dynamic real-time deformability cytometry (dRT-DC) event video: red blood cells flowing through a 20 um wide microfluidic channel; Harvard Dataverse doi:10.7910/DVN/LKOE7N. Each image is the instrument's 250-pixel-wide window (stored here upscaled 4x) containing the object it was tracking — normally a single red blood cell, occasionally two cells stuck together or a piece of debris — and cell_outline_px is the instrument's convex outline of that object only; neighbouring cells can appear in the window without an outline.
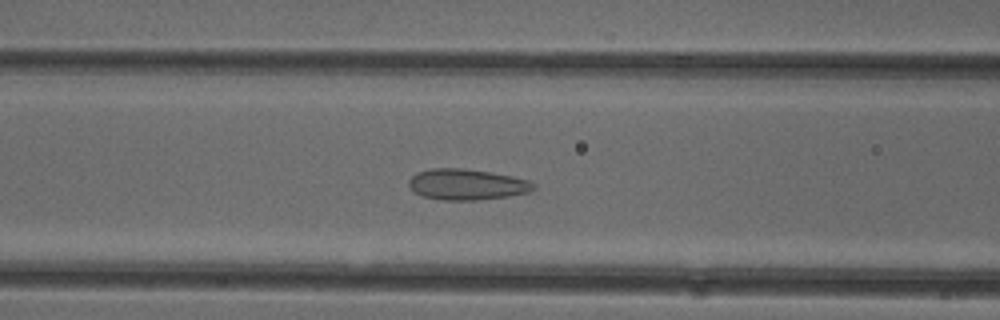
{"species": "common noctule bat (a hibernating species)", "species_latin": "Nyctalus noctula", "temperature_condition": "cold", "stored_images_in_passage": 51, "camera_frame_rate_fps": 3000, "um_per_image_px": 0.085, "animal": {"sex": "female"}, "frame": {"image": 1, "passage_image": 21, "time_ms": 6.667, "image_size_px": [1000, 320], "cell_outline_px": [[536, 188], [528, 192], [508, 196], [476, 200], [444, 200], [424, 196], [416, 192], [408, 184], [408, 180], [416, 172], [432, 168], [464, 168], [492, 172], [512, 176], [528, 180], [536, 184]], "centroid_in_image_um": [39.7, 15.66], "position_along_channel_um": 126.9, "area_um2": 22.43}}
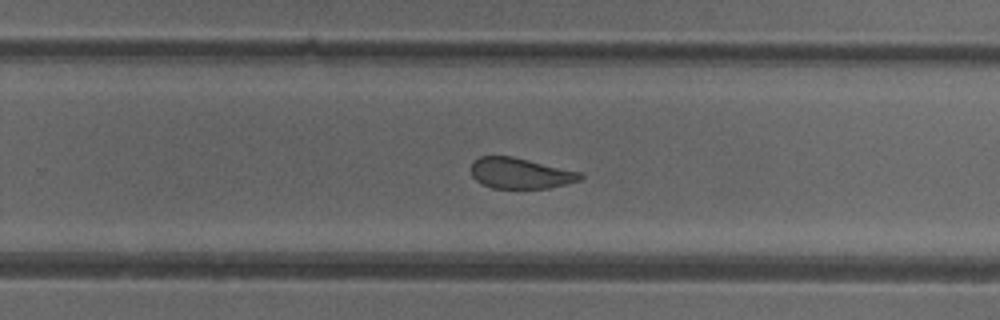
{"frame": {"image": 2, "passage_image": 33, "time_ms": 10.667, "image_size_px": [1000, 320], "cell_outline_px": [[584, 176], [580, 180], [548, 188], [492, 188], [476, 180], [472, 176], [472, 160], [480, 156], [512, 156], [580, 172]], "centroid_in_image_um": [44.2, 14.72], "position_along_channel_um": 285.6, "area_um2": 19.36}}
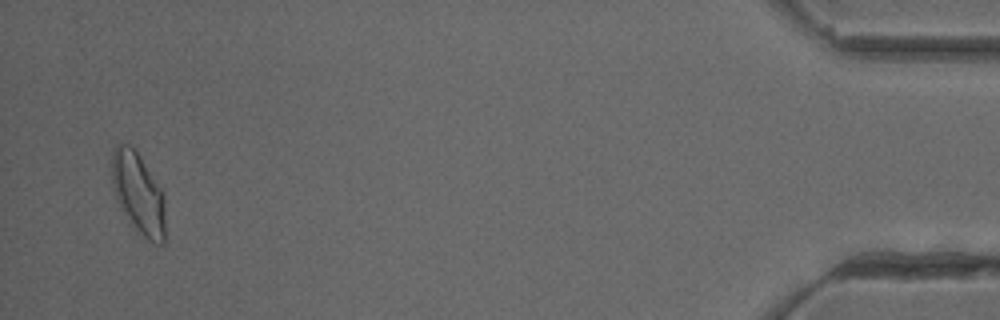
{"frame": {"image": 3, "passage_image": 50, "time_ms": 16.333, "image_size_px": [1000, 320], "cell_outline_px": [[164, 244], [156, 244], [148, 240], [136, 228], [124, 212], [112, 188], [112, 148], [116, 144], [128, 144], [136, 152], [160, 188], [164, 196]], "centroid_in_image_um": [11.74, 16.42], "position_along_channel_um": 423.5, "area_um2": 24.51}, "authors_computed_cell_mechanics": {"area_um2": 22.4264, "velocity_mm_per_s": 3.9777, "shape_relaxation_time_tau1_ms": 9.2107, "shape_relaxation_time_tau2_ms": 1.3137, "deformation_change_tau1": 0.1617, "deformation_change_tau2": 0.0919}}